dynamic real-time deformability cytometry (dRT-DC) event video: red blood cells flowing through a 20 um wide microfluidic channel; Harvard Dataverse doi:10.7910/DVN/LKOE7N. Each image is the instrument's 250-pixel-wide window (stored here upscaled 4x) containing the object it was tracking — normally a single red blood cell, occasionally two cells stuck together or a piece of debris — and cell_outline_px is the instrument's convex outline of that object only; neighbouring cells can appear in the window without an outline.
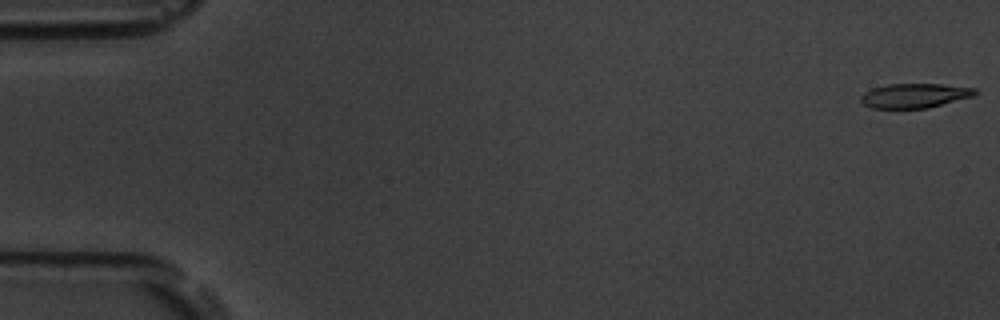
{"species": "common noctule bat (a hibernating species)", "species_latin": "Nyctalus noctula", "temperature_condition": "room temperature", "stored_images_in_passage": 57, "camera_frame_rate_fps": 3000, "um_per_image_px": 0.085, "animal": {"sex": "male", "body_mass_g": 19.5, "forearm_length_mm": 54.6}, "frame": {"image": 1, "passage_image": 1, "time_ms": 0.0, "image_size_px": [1000, 320], "cell_outline_px": [[976, 92], [972, 96], [928, 108], [872, 108], [864, 104], [860, 100], [860, 96], [864, 92], [872, 88], [888, 84], [940, 84], [976, 88]], "centroid_in_image_um": [77.7, 8.12], "position_along_channel_um": 7.3, "area_um2": 16.13}}
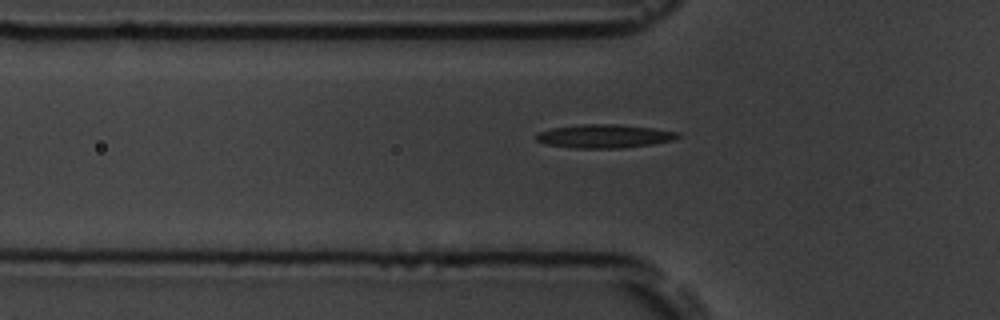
{"frame": {"image": 2, "passage_image": 19, "time_ms": 6.0, "image_size_px": [1000, 320], "cell_outline_px": [[680, 136], [672, 140], [652, 144], [620, 148], [572, 148], [544, 144], [536, 140], [536, 136], [540, 132], [552, 128], [580, 124], [616, 124], [652, 128], [680, 132]], "centroid_in_image_um": [51.36, 11.57], "position_along_channel_um": 74.4, "area_um2": 19.36}}
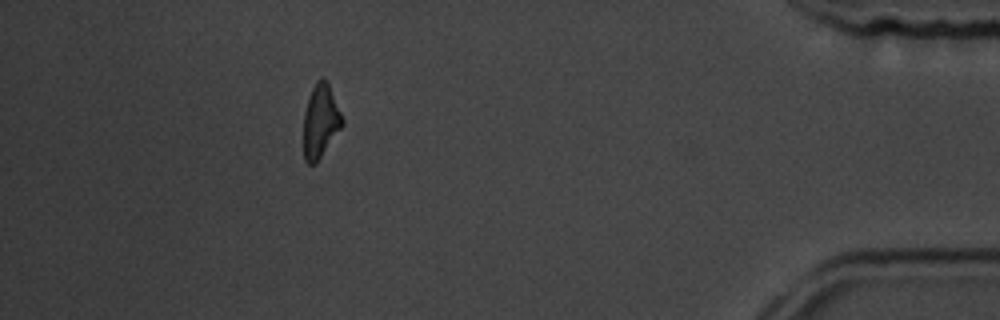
{"frame": {"image": 3, "passage_image": 51, "time_ms": 16.667, "image_size_px": [1000, 320], "cell_outline_px": [[344, 124], [316, 164], [308, 164], [304, 160], [304, 112], [308, 96], [316, 80], [324, 76], [328, 80], [344, 120]], "centroid_in_image_um": [27.25, 10.26], "position_along_channel_um": 407.9, "area_um2": 16.88}}